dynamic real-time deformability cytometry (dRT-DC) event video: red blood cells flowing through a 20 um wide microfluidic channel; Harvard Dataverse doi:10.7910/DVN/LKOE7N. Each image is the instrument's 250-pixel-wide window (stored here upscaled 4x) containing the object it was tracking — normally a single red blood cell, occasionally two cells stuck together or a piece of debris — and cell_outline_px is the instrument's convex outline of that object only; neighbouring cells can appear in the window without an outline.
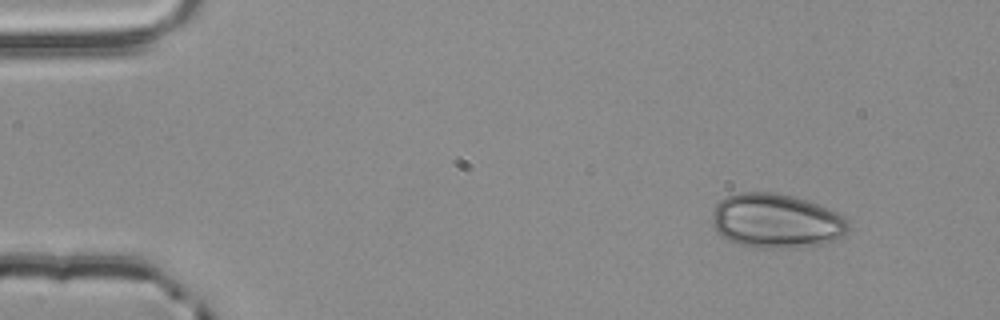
{"species": "common noctule bat (a hibernating species)", "species_latin": "Nyctalus noctula", "temperature_condition": "room temperature", "stored_images_in_passage": 3, "camera_frame_rate_fps": 3000, "um_per_image_px": 0.085, "animal": {"sex": "male", "body_mass_g": 20.4}, "frame": {"image": 1, "passage_image": 1, "time_ms": 0.0, "image_size_px": [1000, 320], "cell_outline_px": [[848, 228], [840, 236], [832, 240], [820, 244], [772, 248], [760, 248], [740, 244], [728, 240], [716, 232], [712, 224], [712, 212], [716, 204], [724, 196], [740, 192], [776, 192], [792, 196], [816, 204], [836, 212], [844, 216], [848, 220]], "centroid_in_image_um": [65.9, 18.75], "position_along_channel_um": 19.1, "area_um2": 42.77}}